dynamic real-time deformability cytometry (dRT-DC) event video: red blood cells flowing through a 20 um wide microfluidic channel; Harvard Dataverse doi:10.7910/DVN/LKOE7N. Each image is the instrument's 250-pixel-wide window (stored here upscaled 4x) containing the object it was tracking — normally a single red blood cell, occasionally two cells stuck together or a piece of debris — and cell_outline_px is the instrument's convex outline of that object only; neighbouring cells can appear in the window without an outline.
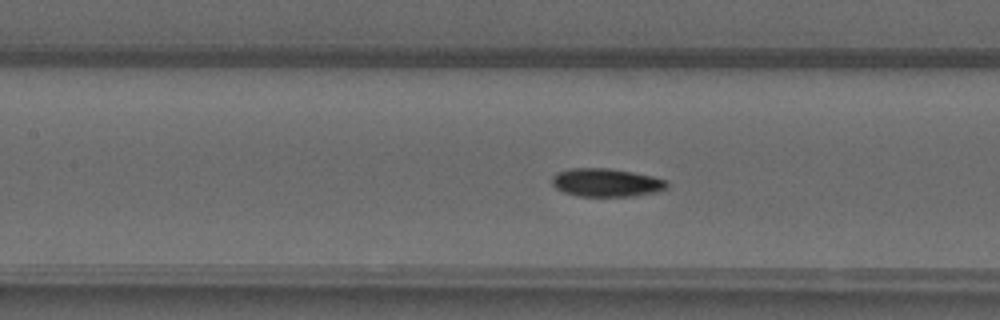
{"species": "common noctule bat (a hibernating species)", "species_latin": "Nyctalus noctula", "temperature_condition": "warm", "stored_images_in_passage": 52, "camera_frame_rate_fps": 3000, "um_per_image_px": 0.085, "animal": {"sex": "male", "forearm_length_mm": 52.5}, "frame": {"image": 1, "passage_image": 24, "time_ms": 7.667, "image_size_px": [1000, 320], "cell_outline_px": [[668, 188], [660, 192], [632, 196], [576, 196], [564, 192], [556, 188], [552, 184], [552, 176], [556, 172], [572, 168], [608, 168], [632, 172], [652, 176], [668, 180]], "centroid_in_image_um": [51.56, 15.52], "position_along_channel_um": 155.8, "area_um2": 19.13}}
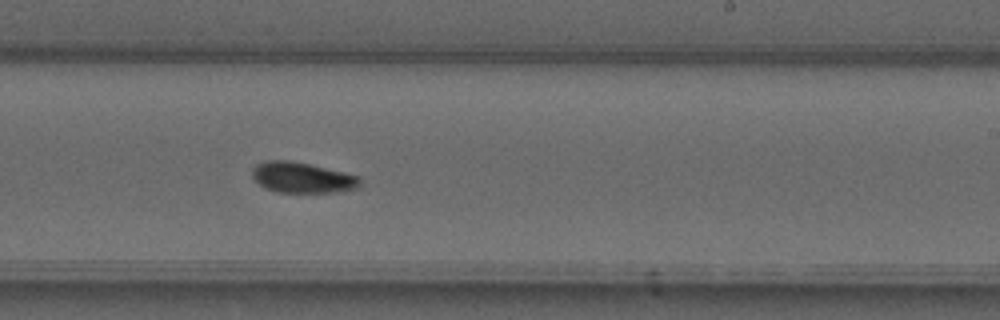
{"frame": {"image": 2, "passage_image": 32, "time_ms": 10.333, "image_size_px": [1000, 320], "cell_outline_px": [[360, 184], [356, 188], [336, 192], [276, 192], [264, 188], [252, 176], [252, 168], [256, 164], [268, 160], [288, 160], [308, 164], [344, 172], [360, 176]], "centroid_in_image_um": [25.67, 15.09], "position_along_channel_um": 263.3, "area_um2": 19.13}}
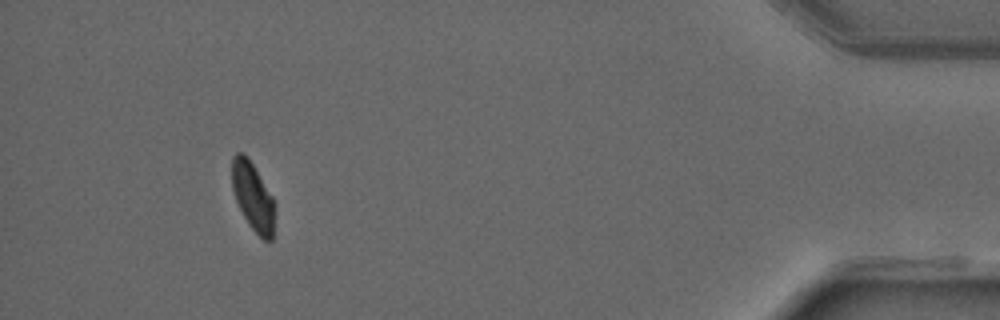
{"frame": {"image": 3, "passage_image": 48, "time_ms": 15.667, "image_size_px": [1000, 320], "cell_outline_px": [[272, 240], [264, 240], [252, 228], [244, 216], [236, 200], [232, 188], [232, 156], [236, 152], [244, 152], [248, 156], [272, 196]], "centroid_in_image_um": [21.44, 16.61], "position_along_channel_um": 413.8, "area_um2": 16.42}, "authors_computed_cell_mechanics": {"area_um2": 17.9469, "velocity_mm_per_s": 4.06, "shape_relaxation_time_tau1_ms": 4.9475, "shape_relaxation_time_tau2_ms": 5.4136, "deformation_change_tau1": 0.1477, "deformation_change_tau2": 0.0867}}